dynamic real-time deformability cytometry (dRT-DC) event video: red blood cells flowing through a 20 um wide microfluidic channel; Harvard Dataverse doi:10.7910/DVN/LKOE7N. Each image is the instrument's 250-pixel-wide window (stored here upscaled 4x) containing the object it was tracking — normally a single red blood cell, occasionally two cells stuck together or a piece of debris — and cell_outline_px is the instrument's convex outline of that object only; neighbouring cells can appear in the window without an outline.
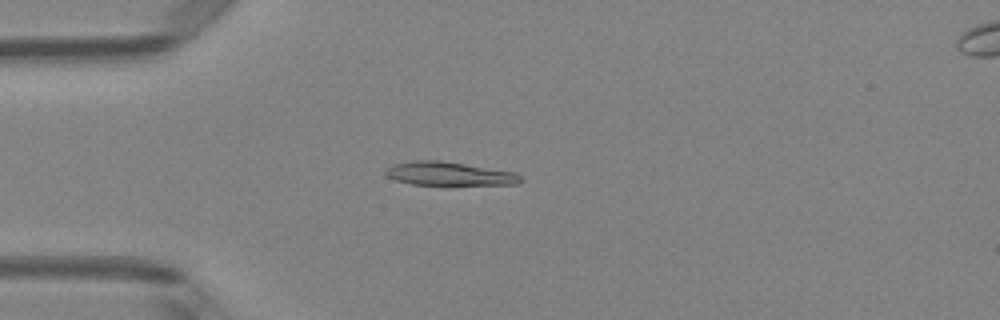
{"species": "Egyptian fruit bat (a non-hibernating species)", "species_latin": "Rousettus aegyptiacus", "temperature_condition": "room temperature", "stored_images_in_passage": 4, "camera_frame_rate_fps": 3000, "um_per_image_px": 0.085, "animal": {"sex": "female"}, "frame": {"image": 1, "passage_image": 4, "time_ms": 1.0, "image_size_px": [1000, 320], "cell_outline_px": [[520, 180], [516, 184], [412, 184], [396, 180], [388, 176], [384, 172], [392, 164], [412, 160], [440, 160], [512, 172], [520, 176]], "centroid_in_image_um": [38.08, 14.75], "position_along_channel_um": 46.9, "area_um2": 17.98}}